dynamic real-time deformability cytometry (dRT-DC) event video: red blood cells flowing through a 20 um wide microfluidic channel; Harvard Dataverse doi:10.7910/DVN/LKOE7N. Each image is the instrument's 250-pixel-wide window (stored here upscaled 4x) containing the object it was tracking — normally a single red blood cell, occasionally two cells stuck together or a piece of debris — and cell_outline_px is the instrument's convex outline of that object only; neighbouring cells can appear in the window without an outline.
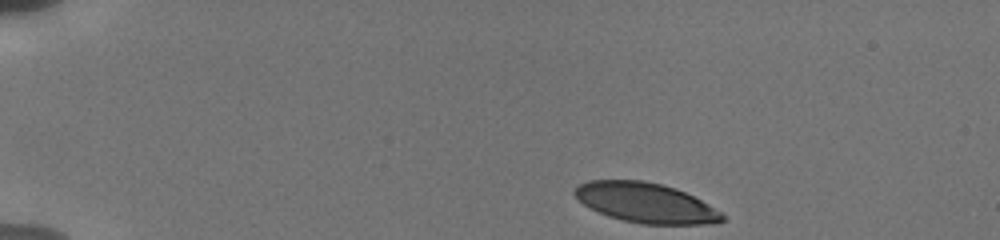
{"species": "human", "species_latin": "Homo sapiens", "temperature_condition": "cold", "stored_images_in_passage": 12, "camera_frame_rate_fps": 3000, "um_per_image_px": 0.085, "donor": {"sex": "male"}, "frame": {"image": 1, "passage_image": 1, "time_ms": 0.0, "image_size_px": [1000, 240], "cell_outline_px": [[724, 220], [704, 224], [644, 224], [624, 220], [608, 216], [584, 204], [572, 192], [580, 184], [588, 180], [644, 180], [676, 188], [708, 204], [720, 212], [724, 216]], "centroid_in_image_um": [54.87, 17.22], "position_along_channel_um": 30.1, "area_um2": 33.76}}
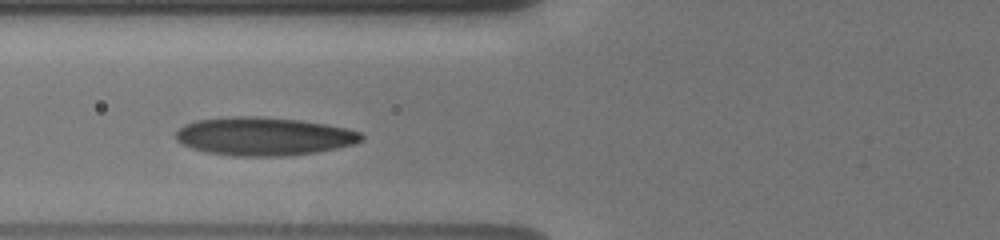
{"frame": {"image": 2, "passage_image": 8, "time_ms": 4.333, "image_size_px": [1000, 240], "cell_outline_px": [[364, 140], [356, 144], [316, 152], [292, 156], [232, 156], [208, 152], [192, 148], [180, 144], [176, 140], [176, 132], [184, 124], [196, 120], [232, 116], [260, 116], [300, 120], [328, 124], [348, 128], [360, 132], [364, 136]], "centroid_in_image_um": [22.45, 11.59], "position_along_channel_um": 103.3, "area_um2": 41.85}}
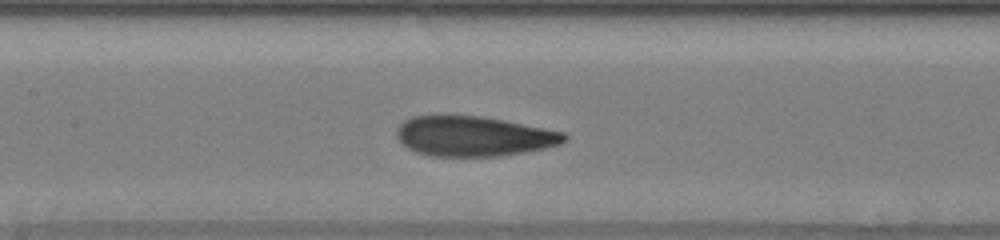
{"frame": {"image": 3, "passage_image": 11, "time_ms": 6.0, "image_size_px": [1000, 240], "cell_outline_px": [[568, 140], [560, 144], [544, 148], [524, 152], [500, 156], [428, 156], [416, 152], [408, 148], [396, 136], [396, 128], [404, 120], [412, 116], [480, 116], [504, 120], [564, 132], [568, 136]], "centroid_in_image_um": [40.26, 11.58], "position_along_channel_um": 167.1, "area_um2": 39.02}}